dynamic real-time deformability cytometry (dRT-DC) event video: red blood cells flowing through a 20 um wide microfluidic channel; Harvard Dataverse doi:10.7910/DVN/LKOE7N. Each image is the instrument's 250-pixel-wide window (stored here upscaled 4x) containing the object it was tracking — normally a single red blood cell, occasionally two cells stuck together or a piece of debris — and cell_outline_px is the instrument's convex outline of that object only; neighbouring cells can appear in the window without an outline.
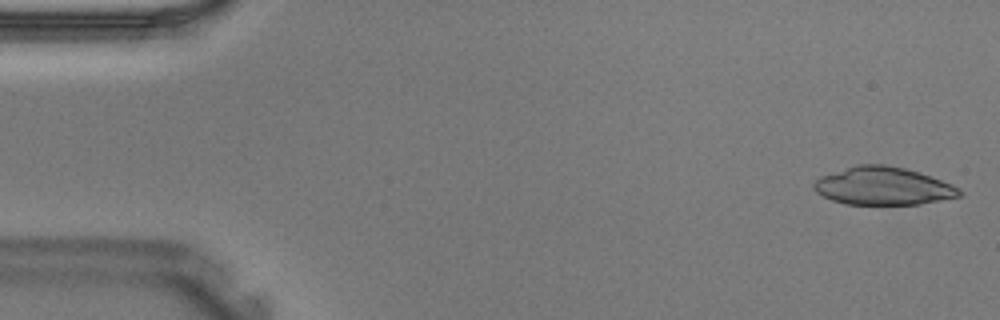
{"species": "Egyptian fruit bat (a non-hibernating species)", "species_latin": "Rousettus aegyptiacus", "temperature_condition": "warm", "stored_images_in_passage": 39, "camera_frame_rate_fps": 3000, "um_per_image_px": 0.085, "animal": {"sex": "male"}, "frame": {"image": 1, "passage_image": 1, "time_ms": 0.0, "image_size_px": [1000, 320], "cell_outline_px": [[964, 192], [960, 196], [940, 200], [916, 204], [844, 204], [832, 200], [816, 192], [812, 188], [812, 184], [820, 176], [860, 164], [884, 164], [904, 168], [920, 172], [952, 184], [960, 188]], "centroid_in_image_um": [75.07, 15.81], "position_along_channel_um": 9.9, "area_um2": 32.02}}